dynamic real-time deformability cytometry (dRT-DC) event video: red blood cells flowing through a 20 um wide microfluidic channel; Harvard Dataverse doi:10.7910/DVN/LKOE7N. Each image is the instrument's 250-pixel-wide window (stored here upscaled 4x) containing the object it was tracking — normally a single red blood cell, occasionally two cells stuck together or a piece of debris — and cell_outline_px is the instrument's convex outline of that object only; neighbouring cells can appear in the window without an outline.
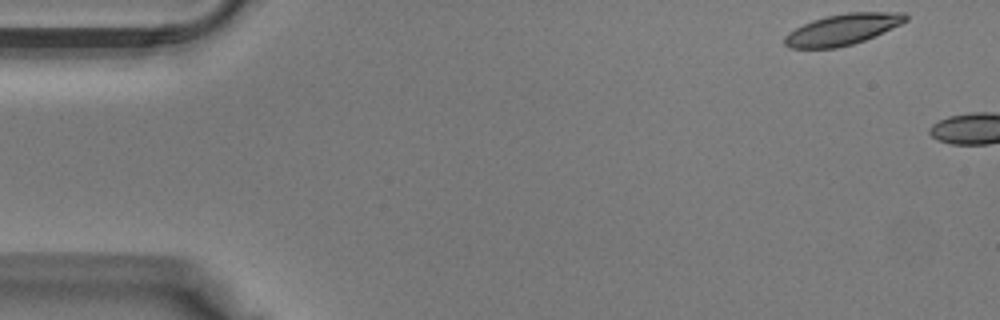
{"species": "Egyptian fruit bat (a non-hibernating species)", "species_latin": "Rousettus aegyptiacus", "temperature_condition": "warm", "stored_images_in_passage": 3, "camera_frame_rate_fps": 3000, "um_per_image_px": 0.085, "animal": {"sex": "male"}, "frame": {"image": 1, "passage_image": 1, "time_ms": 0.0, "image_size_px": [1000, 320], "cell_outline_px": [[908, 20], [900, 24], [864, 40], [852, 44], [836, 48], [788, 48], [784, 44], [784, 36], [788, 32], [812, 20], [828, 16], [848, 12], [904, 12], [908, 16]], "centroid_in_image_um": [71.59, 2.5], "position_along_channel_um": 13.4, "area_um2": 21.68}}